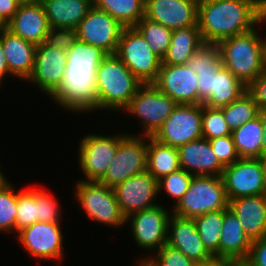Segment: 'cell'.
<instances>
[{"mask_svg":"<svg viewBox=\"0 0 266 266\" xmlns=\"http://www.w3.org/2000/svg\"><path fill=\"white\" fill-rule=\"evenodd\" d=\"M258 23V0H199L198 26L203 42L248 32Z\"/></svg>","mask_w":266,"mask_h":266,"instance_id":"obj_1","label":"cell"},{"mask_svg":"<svg viewBox=\"0 0 266 266\" xmlns=\"http://www.w3.org/2000/svg\"><path fill=\"white\" fill-rule=\"evenodd\" d=\"M142 84L115 54H108L96 73L97 110H124Z\"/></svg>","mask_w":266,"mask_h":266,"instance_id":"obj_2","label":"cell"},{"mask_svg":"<svg viewBox=\"0 0 266 266\" xmlns=\"http://www.w3.org/2000/svg\"><path fill=\"white\" fill-rule=\"evenodd\" d=\"M223 67L231 71L245 86L263 71V39L256 29L226 38L218 43Z\"/></svg>","mask_w":266,"mask_h":266,"instance_id":"obj_3","label":"cell"},{"mask_svg":"<svg viewBox=\"0 0 266 266\" xmlns=\"http://www.w3.org/2000/svg\"><path fill=\"white\" fill-rule=\"evenodd\" d=\"M99 66H66L59 87L50 95L58 105L72 112L97 109L96 73Z\"/></svg>","mask_w":266,"mask_h":266,"instance_id":"obj_4","label":"cell"},{"mask_svg":"<svg viewBox=\"0 0 266 266\" xmlns=\"http://www.w3.org/2000/svg\"><path fill=\"white\" fill-rule=\"evenodd\" d=\"M228 205L222 176H193L187 192L174 204L172 213L193 219L209 212L225 210Z\"/></svg>","mask_w":266,"mask_h":266,"instance_id":"obj_5","label":"cell"},{"mask_svg":"<svg viewBox=\"0 0 266 266\" xmlns=\"http://www.w3.org/2000/svg\"><path fill=\"white\" fill-rule=\"evenodd\" d=\"M115 55L143 84L158 78L162 60L134 27L123 29Z\"/></svg>","mask_w":266,"mask_h":266,"instance_id":"obj_6","label":"cell"},{"mask_svg":"<svg viewBox=\"0 0 266 266\" xmlns=\"http://www.w3.org/2000/svg\"><path fill=\"white\" fill-rule=\"evenodd\" d=\"M177 105L153 83H146L138 88L125 112L141 118L144 137H153Z\"/></svg>","mask_w":266,"mask_h":266,"instance_id":"obj_7","label":"cell"},{"mask_svg":"<svg viewBox=\"0 0 266 266\" xmlns=\"http://www.w3.org/2000/svg\"><path fill=\"white\" fill-rule=\"evenodd\" d=\"M76 184L77 200L89 218L112 227L126 223L113 188L98 181L80 180Z\"/></svg>","mask_w":266,"mask_h":266,"instance_id":"obj_8","label":"cell"},{"mask_svg":"<svg viewBox=\"0 0 266 266\" xmlns=\"http://www.w3.org/2000/svg\"><path fill=\"white\" fill-rule=\"evenodd\" d=\"M145 138L142 135L135 137L125 134L119 142L113 161L98 182L114 188L128 178L146 171L148 136Z\"/></svg>","mask_w":266,"mask_h":266,"instance_id":"obj_9","label":"cell"},{"mask_svg":"<svg viewBox=\"0 0 266 266\" xmlns=\"http://www.w3.org/2000/svg\"><path fill=\"white\" fill-rule=\"evenodd\" d=\"M201 123L202 104H178L153 138L178 148L202 138Z\"/></svg>","mask_w":266,"mask_h":266,"instance_id":"obj_10","label":"cell"},{"mask_svg":"<svg viewBox=\"0 0 266 266\" xmlns=\"http://www.w3.org/2000/svg\"><path fill=\"white\" fill-rule=\"evenodd\" d=\"M125 135L103 136L90 134L79 145V164L85 181H99L113 161L119 142Z\"/></svg>","mask_w":266,"mask_h":266,"instance_id":"obj_11","label":"cell"},{"mask_svg":"<svg viewBox=\"0 0 266 266\" xmlns=\"http://www.w3.org/2000/svg\"><path fill=\"white\" fill-rule=\"evenodd\" d=\"M125 27L107 12L92 6L78 28V40L101 48L107 54H115L121 33Z\"/></svg>","mask_w":266,"mask_h":266,"instance_id":"obj_12","label":"cell"},{"mask_svg":"<svg viewBox=\"0 0 266 266\" xmlns=\"http://www.w3.org/2000/svg\"><path fill=\"white\" fill-rule=\"evenodd\" d=\"M222 178L228 201L244 196L266 194L259 158H240L225 166Z\"/></svg>","mask_w":266,"mask_h":266,"instance_id":"obj_13","label":"cell"},{"mask_svg":"<svg viewBox=\"0 0 266 266\" xmlns=\"http://www.w3.org/2000/svg\"><path fill=\"white\" fill-rule=\"evenodd\" d=\"M122 214L126 217L157 206L158 181L147 171L136 174L113 188Z\"/></svg>","mask_w":266,"mask_h":266,"instance_id":"obj_14","label":"cell"},{"mask_svg":"<svg viewBox=\"0 0 266 266\" xmlns=\"http://www.w3.org/2000/svg\"><path fill=\"white\" fill-rule=\"evenodd\" d=\"M157 205L126 217L131 222L135 242L142 249H160L167 242V225L171 214Z\"/></svg>","mask_w":266,"mask_h":266,"instance_id":"obj_15","label":"cell"},{"mask_svg":"<svg viewBox=\"0 0 266 266\" xmlns=\"http://www.w3.org/2000/svg\"><path fill=\"white\" fill-rule=\"evenodd\" d=\"M197 79L196 72L186 64H161L153 84L177 104H199Z\"/></svg>","mask_w":266,"mask_h":266,"instance_id":"obj_16","label":"cell"},{"mask_svg":"<svg viewBox=\"0 0 266 266\" xmlns=\"http://www.w3.org/2000/svg\"><path fill=\"white\" fill-rule=\"evenodd\" d=\"M18 233V241L31 256L42 260L63 257V235L59 223L38 221Z\"/></svg>","mask_w":266,"mask_h":266,"instance_id":"obj_17","label":"cell"},{"mask_svg":"<svg viewBox=\"0 0 266 266\" xmlns=\"http://www.w3.org/2000/svg\"><path fill=\"white\" fill-rule=\"evenodd\" d=\"M199 0H145V18L170 30L198 26Z\"/></svg>","mask_w":266,"mask_h":266,"instance_id":"obj_18","label":"cell"},{"mask_svg":"<svg viewBox=\"0 0 266 266\" xmlns=\"http://www.w3.org/2000/svg\"><path fill=\"white\" fill-rule=\"evenodd\" d=\"M67 51L54 48L45 42L37 45L34 68L28 80L34 82L41 91L51 95L64 77Z\"/></svg>","mask_w":266,"mask_h":266,"instance_id":"obj_19","label":"cell"},{"mask_svg":"<svg viewBox=\"0 0 266 266\" xmlns=\"http://www.w3.org/2000/svg\"><path fill=\"white\" fill-rule=\"evenodd\" d=\"M171 214L167 225L166 243L180 250L186 257L197 264H204L214 260L215 258L205 248L194 220ZM169 230H171L170 233Z\"/></svg>","mask_w":266,"mask_h":266,"instance_id":"obj_20","label":"cell"},{"mask_svg":"<svg viewBox=\"0 0 266 266\" xmlns=\"http://www.w3.org/2000/svg\"><path fill=\"white\" fill-rule=\"evenodd\" d=\"M177 149L180 167L189 174L193 176H222L225 167L217 159L209 140L200 138L183 144Z\"/></svg>","mask_w":266,"mask_h":266,"instance_id":"obj_21","label":"cell"},{"mask_svg":"<svg viewBox=\"0 0 266 266\" xmlns=\"http://www.w3.org/2000/svg\"><path fill=\"white\" fill-rule=\"evenodd\" d=\"M6 28L24 40L39 45L45 42L51 27L44 7L38 1L32 4L20 5L13 18L6 24Z\"/></svg>","mask_w":266,"mask_h":266,"instance_id":"obj_22","label":"cell"},{"mask_svg":"<svg viewBox=\"0 0 266 266\" xmlns=\"http://www.w3.org/2000/svg\"><path fill=\"white\" fill-rule=\"evenodd\" d=\"M185 64L197 74L199 104H203L212 94L214 74L223 67L218 44L204 42Z\"/></svg>","mask_w":266,"mask_h":266,"instance_id":"obj_23","label":"cell"},{"mask_svg":"<svg viewBox=\"0 0 266 266\" xmlns=\"http://www.w3.org/2000/svg\"><path fill=\"white\" fill-rule=\"evenodd\" d=\"M228 208L237 216L251 241L266 236V194L229 200Z\"/></svg>","mask_w":266,"mask_h":266,"instance_id":"obj_24","label":"cell"},{"mask_svg":"<svg viewBox=\"0 0 266 266\" xmlns=\"http://www.w3.org/2000/svg\"><path fill=\"white\" fill-rule=\"evenodd\" d=\"M10 75L28 80L32 74L37 45L13 34L6 27L0 32Z\"/></svg>","mask_w":266,"mask_h":266,"instance_id":"obj_25","label":"cell"},{"mask_svg":"<svg viewBox=\"0 0 266 266\" xmlns=\"http://www.w3.org/2000/svg\"><path fill=\"white\" fill-rule=\"evenodd\" d=\"M252 241L245 234L237 216L229 208L223 210V225L220 235L219 259L246 260Z\"/></svg>","mask_w":266,"mask_h":266,"instance_id":"obj_26","label":"cell"},{"mask_svg":"<svg viewBox=\"0 0 266 266\" xmlns=\"http://www.w3.org/2000/svg\"><path fill=\"white\" fill-rule=\"evenodd\" d=\"M50 27L77 29L93 0H40Z\"/></svg>","mask_w":266,"mask_h":266,"instance_id":"obj_27","label":"cell"},{"mask_svg":"<svg viewBox=\"0 0 266 266\" xmlns=\"http://www.w3.org/2000/svg\"><path fill=\"white\" fill-rule=\"evenodd\" d=\"M203 43L199 26L173 30L170 46L161 64H185Z\"/></svg>","mask_w":266,"mask_h":266,"instance_id":"obj_28","label":"cell"},{"mask_svg":"<svg viewBox=\"0 0 266 266\" xmlns=\"http://www.w3.org/2000/svg\"><path fill=\"white\" fill-rule=\"evenodd\" d=\"M147 169L157 181L180 169L178 149L148 136Z\"/></svg>","mask_w":266,"mask_h":266,"instance_id":"obj_29","label":"cell"},{"mask_svg":"<svg viewBox=\"0 0 266 266\" xmlns=\"http://www.w3.org/2000/svg\"><path fill=\"white\" fill-rule=\"evenodd\" d=\"M246 91L247 86L231 71L222 67L214 74L212 94L203 104L211 108H221L239 98Z\"/></svg>","mask_w":266,"mask_h":266,"instance_id":"obj_30","label":"cell"},{"mask_svg":"<svg viewBox=\"0 0 266 266\" xmlns=\"http://www.w3.org/2000/svg\"><path fill=\"white\" fill-rule=\"evenodd\" d=\"M234 144L240 158L262 156V122L259 115L232 131Z\"/></svg>","mask_w":266,"mask_h":266,"instance_id":"obj_31","label":"cell"},{"mask_svg":"<svg viewBox=\"0 0 266 266\" xmlns=\"http://www.w3.org/2000/svg\"><path fill=\"white\" fill-rule=\"evenodd\" d=\"M93 5L125 28L135 27L145 16V0H93Z\"/></svg>","mask_w":266,"mask_h":266,"instance_id":"obj_32","label":"cell"},{"mask_svg":"<svg viewBox=\"0 0 266 266\" xmlns=\"http://www.w3.org/2000/svg\"><path fill=\"white\" fill-rule=\"evenodd\" d=\"M193 220L205 248L215 259H219L223 210L209 212L197 216Z\"/></svg>","mask_w":266,"mask_h":266,"instance_id":"obj_33","label":"cell"},{"mask_svg":"<svg viewBox=\"0 0 266 266\" xmlns=\"http://www.w3.org/2000/svg\"><path fill=\"white\" fill-rule=\"evenodd\" d=\"M220 109L223 111L224 119L231 131L259 115L258 106L247 91Z\"/></svg>","mask_w":266,"mask_h":266,"instance_id":"obj_34","label":"cell"},{"mask_svg":"<svg viewBox=\"0 0 266 266\" xmlns=\"http://www.w3.org/2000/svg\"><path fill=\"white\" fill-rule=\"evenodd\" d=\"M134 28L147 41L152 51L162 60L170 46L172 30L145 17Z\"/></svg>","mask_w":266,"mask_h":266,"instance_id":"obj_35","label":"cell"},{"mask_svg":"<svg viewBox=\"0 0 266 266\" xmlns=\"http://www.w3.org/2000/svg\"><path fill=\"white\" fill-rule=\"evenodd\" d=\"M107 55L101 48L77 39L67 51L66 66H99Z\"/></svg>","mask_w":266,"mask_h":266,"instance_id":"obj_36","label":"cell"},{"mask_svg":"<svg viewBox=\"0 0 266 266\" xmlns=\"http://www.w3.org/2000/svg\"><path fill=\"white\" fill-rule=\"evenodd\" d=\"M17 192L7 179L0 183V231L15 230Z\"/></svg>","mask_w":266,"mask_h":266,"instance_id":"obj_37","label":"cell"},{"mask_svg":"<svg viewBox=\"0 0 266 266\" xmlns=\"http://www.w3.org/2000/svg\"><path fill=\"white\" fill-rule=\"evenodd\" d=\"M38 222L37 216V189H26L17 192V214L15 230L19 232L23 228Z\"/></svg>","mask_w":266,"mask_h":266,"instance_id":"obj_38","label":"cell"},{"mask_svg":"<svg viewBox=\"0 0 266 266\" xmlns=\"http://www.w3.org/2000/svg\"><path fill=\"white\" fill-rule=\"evenodd\" d=\"M202 138L211 140L232 134L220 108H211L202 104Z\"/></svg>","mask_w":266,"mask_h":266,"instance_id":"obj_39","label":"cell"},{"mask_svg":"<svg viewBox=\"0 0 266 266\" xmlns=\"http://www.w3.org/2000/svg\"><path fill=\"white\" fill-rule=\"evenodd\" d=\"M192 178L193 175L180 168L158 180V192L164 189L170 197L176 198L177 204L187 192Z\"/></svg>","mask_w":266,"mask_h":266,"instance_id":"obj_40","label":"cell"},{"mask_svg":"<svg viewBox=\"0 0 266 266\" xmlns=\"http://www.w3.org/2000/svg\"><path fill=\"white\" fill-rule=\"evenodd\" d=\"M59 203L49 192L37 189V216L40 222L59 223Z\"/></svg>","mask_w":266,"mask_h":266,"instance_id":"obj_41","label":"cell"},{"mask_svg":"<svg viewBox=\"0 0 266 266\" xmlns=\"http://www.w3.org/2000/svg\"><path fill=\"white\" fill-rule=\"evenodd\" d=\"M156 258L151 260L156 266H198L196 262L186 257L180 250L167 243L157 250Z\"/></svg>","mask_w":266,"mask_h":266,"instance_id":"obj_42","label":"cell"},{"mask_svg":"<svg viewBox=\"0 0 266 266\" xmlns=\"http://www.w3.org/2000/svg\"><path fill=\"white\" fill-rule=\"evenodd\" d=\"M209 142L217 159L224 167L240 159L232 135L214 138L209 140Z\"/></svg>","mask_w":266,"mask_h":266,"instance_id":"obj_43","label":"cell"},{"mask_svg":"<svg viewBox=\"0 0 266 266\" xmlns=\"http://www.w3.org/2000/svg\"><path fill=\"white\" fill-rule=\"evenodd\" d=\"M77 39V29L51 27L46 36L45 43L51 47L68 51Z\"/></svg>","mask_w":266,"mask_h":266,"instance_id":"obj_44","label":"cell"},{"mask_svg":"<svg viewBox=\"0 0 266 266\" xmlns=\"http://www.w3.org/2000/svg\"><path fill=\"white\" fill-rule=\"evenodd\" d=\"M247 92L259 110L266 108V70L247 86Z\"/></svg>","mask_w":266,"mask_h":266,"instance_id":"obj_45","label":"cell"},{"mask_svg":"<svg viewBox=\"0 0 266 266\" xmlns=\"http://www.w3.org/2000/svg\"><path fill=\"white\" fill-rule=\"evenodd\" d=\"M245 261L250 266H266V236L252 241L249 256Z\"/></svg>","mask_w":266,"mask_h":266,"instance_id":"obj_46","label":"cell"},{"mask_svg":"<svg viewBox=\"0 0 266 266\" xmlns=\"http://www.w3.org/2000/svg\"><path fill=\"white\" fill-rule=\"evenodd\" d=\"M20 4L15 0H0V19L7 24L18 11Z\"/></svg>","mask_w":266,"mask_h":266,"instance_id":"obj_47","label":"cell"},{"mask_svg":"<svg viewBox=\"0 0 266 266\" xmlns=\"http://www.w3.org/2000/svg\"><path fill=\"white\" fill-rule=\"evenodd\" d=\"M7 74L10 75V72H9L5 54L3 51V46L0 41V85H1L2 80L4 79L3 77L7 76Z\"/></svg>","mask_w":266,"mask_h":266,"instance_id":"obj_48","label":"cell"},{"mask_svg":"<svg viewBox=\"0 0 266 266\" xmlns=\"http://www.w3.org/2000/svg\"><path fill=\"white\" fill-rule=\"evenodd\" d=\"M259 117L262 122V156L266 154V108L259 110Z\"/></svg>","mask_w":266,"mask_h":266,"instance_id":"obj_49","label":"cell"},{"mask_svg":"<svg viewBox=\"0 0 266 266\" xmlns=\"http://www.w3.org/2000/svg\"><path fill=\"white\" fill-rule=\"evenodd\" d=\"M266 21V0H258V23Z\"/></svg>","mask_w":266,"mask_h":266,"instance_id":"obj_50","label":"cell"},{"mask_svg":"<svg viewBox=\"0 0 266 266\" xmlns=\"http://www.w3.org/2000/svg\"><path fill=\"white\" fill-rule=\"evenodd\" d=\"M198 266H229V260L226 259H214L208 263L198 264Z\"/></svg>","mask_w":266,"mask_h":266,"instance_id":"obj_51","label":"cell"},{"mask_svg":"<svg viewBox=\"0 0 266 266\" xmlns=\"http://www.w3.org/2000/svg\"><path fill=\"white\" fill-rule=\"evenodd\" d=\"M259 159H260L261 166H262L264 184L266 187V154L261 156Z\"/></svg>","mask_w":266,"mask_h":266,"instance_id":"obj_52","label":"cell"},{"mask_svg":"<svg viewBox=\"0 0 266 266\" xmlns=\"http://www.w3.org/2000/svg\"><path fill=\"white\" fill-rule=\"evenodd\" d=\"M229 266H250L245 260H229Z\"/></svg>","mask_w":266,"mask_h":266,"instance_id":"obj_53","label":"cell"},{"mask_svg":"<svg viewBox=\"0 0 266 266\" xmlns=\"http://www.w3.org/2000/svg\"><path fill=\"white\" fill-rule=\"evenodd\" d=\"M262 60H263V70H266V38L263 39Z\"/></svg>","mask_w":266,"mask_h":266,"instance_id":"obj_54","label":"cell"},{"mask_svg":"<svg viewBox=\"0 0 266 266\" xmlns=\"http://www.w3.org/2000/svg\"><path fill=\"white\" fill-rule=\"evenodd\" d=\"M138 265L139 266H156V264L150 258H146V260L144 259L143 261L141 260L140 264Z\"/></svg>","mask_w":266,"mask_h":266,"instance_id":"obj_55","label":"cell"},{"mask_svg":"<svg viewBox=\"0 0 266 266\" xmlns=\"http://www.w3.org/2000/svg\"><path fill=\"white\" fill-rule=\"evenodd\" d=\"M15 1L18 2L20 5H25V4L36 3L40 0H15Z\"/></svg>","mask_w":266,"mask_h":266,"instance_id":"obj_56","label":"cell"},{"mask_svg":"<svg viewBox=\"0 0 266 266\" xmlns=\"http://www.w3.org/2000/svg\"><path fill=\"white\" fill-rule=\"evenodd\" d=\"M6 27V24L0 19V32Z\"/></svg>","mask_w":266,"mask_h":266,"instance_id":"obj_57","label":"cell"},{"mask_svg":"<svg viewBox=\"0 0 266 266\" xmlns=\"http://www.w3.org/2000/svg\"><path fill=\"white\" fill-rule=\"evenodd\" d=\"M6 178L4 177V175L1 173L0 170V183L3 182Z\"/></svg>","mask_w":266,"mask_h":266,"instance_id":"obj_58","label":"cell"}]
</instances>
